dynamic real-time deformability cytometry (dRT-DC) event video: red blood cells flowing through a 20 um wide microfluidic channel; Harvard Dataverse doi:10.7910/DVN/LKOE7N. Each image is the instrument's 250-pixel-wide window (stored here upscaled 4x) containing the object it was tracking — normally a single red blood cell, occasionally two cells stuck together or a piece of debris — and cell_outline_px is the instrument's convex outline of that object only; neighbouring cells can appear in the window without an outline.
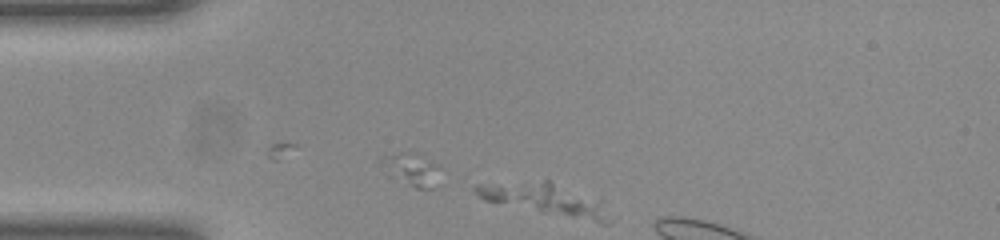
{"species": "common noctule bat (a hibernating species)", "species_latin": "Nyctalus noctula", "temperature_condition": "room temperature", "stored_images_in_passage": 2, "camera_frame_rate_fps": 3000, "um_per_image_px": 0.085, "animal": {"sex": "female", "body_mass_g": 23.0, "forearm_length_mm": 53.4}, "frame": {"image": 1, "passage_image": 2, "time_ms": 0.333, "image_size_px": [1000, 240], "cell_outline_px": [[608, 224], [600, 224], [540, 212], [484, 200], [472, 192], [472, 188], [476, 184], [544, 180], [548, 180], [600, 200]], "centroid_in_image_um": [46.25, 16.93], "position_along_channel_um": 38.8, "area_um2": 24.16}}